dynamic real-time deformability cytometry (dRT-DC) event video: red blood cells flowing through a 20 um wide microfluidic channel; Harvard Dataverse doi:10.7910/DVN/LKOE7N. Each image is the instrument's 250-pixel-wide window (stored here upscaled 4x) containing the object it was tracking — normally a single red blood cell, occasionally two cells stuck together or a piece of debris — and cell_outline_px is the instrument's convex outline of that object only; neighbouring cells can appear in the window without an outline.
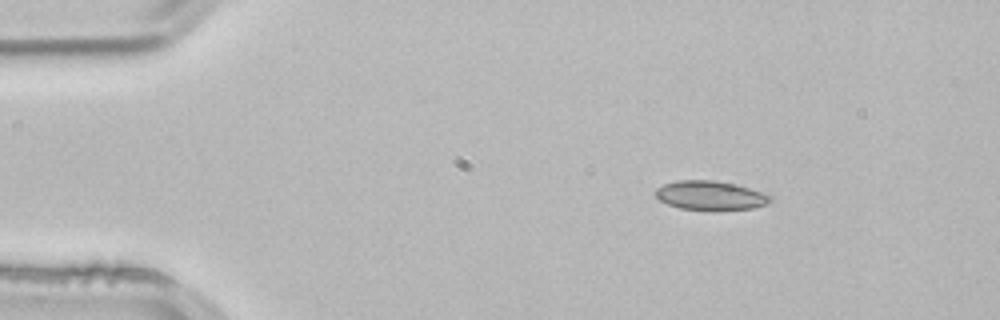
{"species": "common noctule bat (a hibernating species)", "species_latin": "Nyctalus noctula", "temperature_condition": "room temperature", "stored_images_in_passage": 3, "camera_frame_rate_fps": 3000, "um_per_image_px": 0.085, "animal": {"sex": "male", "body_mass_g": 21.5, "forearm_length_mm": 52.0}, "frame": {"image": 1, "passage_image": 1, "time_ms": 0.0, "image_size_px": [1000, 320], "cell_outline_px": [[772, 200], [768, 204], [752, 208], [712, 212], [708, 212], [680, 208], [668, 204], [660, 200], [656, 196], [656, 188], [664, 184], [676, 180], [712, 180], [732, 184], [748, 188], [772, 196]], "centroid_in_image_um": [60.37, 16.65], "position_along_channel_um": 24.6, "area_um2": 19.77}}